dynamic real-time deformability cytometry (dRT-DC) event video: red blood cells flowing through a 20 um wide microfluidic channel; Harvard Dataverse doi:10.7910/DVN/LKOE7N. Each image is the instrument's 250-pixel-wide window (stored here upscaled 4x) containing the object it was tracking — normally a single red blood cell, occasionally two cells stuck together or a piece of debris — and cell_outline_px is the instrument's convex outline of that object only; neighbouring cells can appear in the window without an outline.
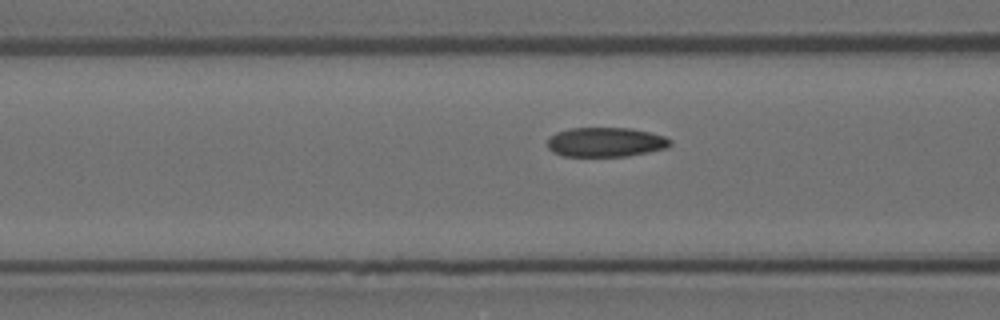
{"species": "Egyptian fruit bat (a non-hibernating species)", "species_latin": "Rousettus aegyptiacus", "temperature_condition": "room temperature", "stored_images_in_passage": 6, "camera_frame_rate_fps": 3000, "um_per_image_px": 0.085, "animal": {"sex": "female"}, "frame": {"image": 1, "passage_image": 4, "time_ms": 1.0, "image_size_px": [1000, 320], "cell_outline_px": [[672, 144], [668, 148], [648, 152], [624, 156], [564, 156], [552, 152], [548, 148], [548, 136], [556, 132], [572, 128], [628, 128], [648, 132], [664, 136], [672, 140]], "centroid_in_image_um": [51.47, 12.08], "position_along_channel_um": 115.1, "area_um2": 21.1}}